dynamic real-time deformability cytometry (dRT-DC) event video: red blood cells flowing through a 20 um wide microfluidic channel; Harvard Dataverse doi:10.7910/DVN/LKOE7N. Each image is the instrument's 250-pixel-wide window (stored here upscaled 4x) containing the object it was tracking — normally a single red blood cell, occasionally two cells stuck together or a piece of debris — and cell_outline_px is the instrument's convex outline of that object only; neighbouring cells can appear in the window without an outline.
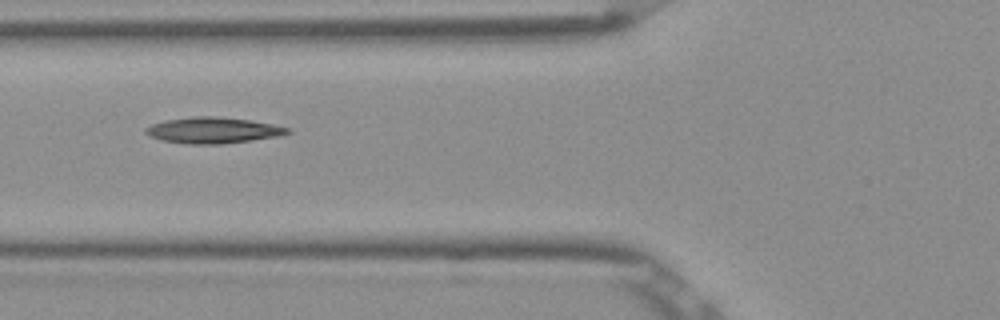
{"species": "Egyptian fruit bat (a non-hibernating species)", "species_latin": "Rousettus aegyptiacus", "temperature_condition": "room temperature", "stored_images_in_passage": 7, "camera_frame_rate_fps": 3000, "um_per_image_px": 0.085, "frame": {"image": 1, "passage_image": 5, "time_ms": 1.333, "image_size_px": [1000, 320], "cell_outline_px": [[292, 132], [280, 136], [224, 144], [188, 144], [160, 140], [148, 136], [144, 132], [144, 128], [152, 124], [164, 120], [192, 116], [220, 116], [252, 120], [292, 128]], "centroid_in_image_um": [18.11, 11.07], "position_along_channel_um": 107.7, "area_um2": 21.96}}
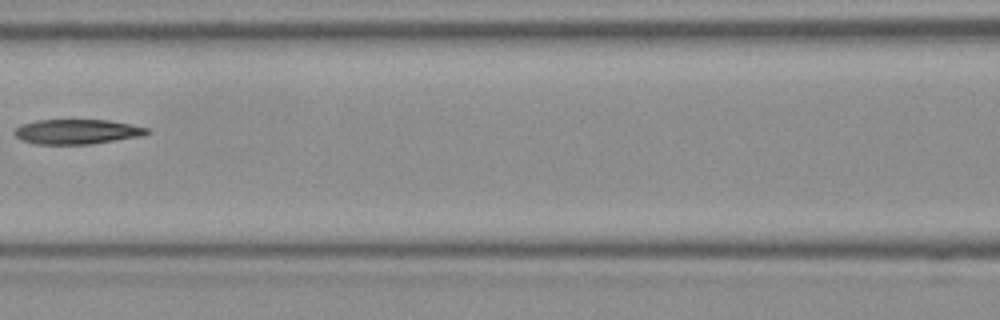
{"frame": {"image": 2, "passage_image": 6, "time_ms": 1.667, "image_size_px": [1000, 320], "cell_outline_px": [[152, 132], [144, 136], [92, 144], [36, 144], [20, 140], [12, 132], [20, 124], [36, 120], [112, 120], [132, 124], [148, 128]], "centroid_in_image_um": [6.58, 11.19], "position_along_channel_um": 160.0, "area_um2": 19.54}}
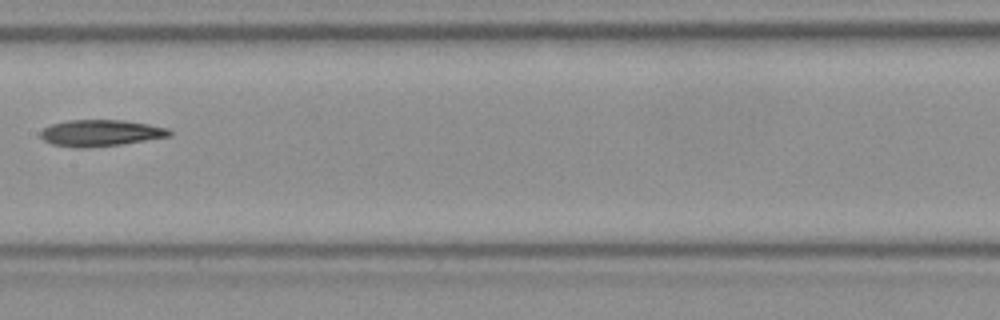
{"frame": {"image": 3, "passage_image": 7, "time_ms": 2.0, "image_size_px": [1000, 320], "cell_outline_px": [[172, 136], [120, 144], [84, 148], [76, 148], [52, 144], [44, 140], [40, 136], [40, 132], [44, 128], [52, 124], [68, 120], [124, 120], [148, 124], [168, 128], [172, 132]], "centroid_in_image_um": [8.56, 11.3], "position_along_channel_um": 198.8, "area_um2": 19.83}}